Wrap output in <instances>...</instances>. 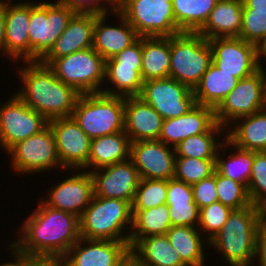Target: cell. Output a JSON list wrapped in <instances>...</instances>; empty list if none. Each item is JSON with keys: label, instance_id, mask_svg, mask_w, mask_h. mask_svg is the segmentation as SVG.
Instances as JSON below:
<instances>
[{"label": "cell", "instance_id": "obj_1", "mask_svg": "<svg viewBox=\"0 0 266 266\" xmlns=\"http://www.w3.org/2000/svg\"><path fill=\"white\" fill-rule=\"evenodd\" d=\"M39 202L18 228L17 240L10 243L30 257L62 259L81 238L79 217L54 209L41 198Z\"/></svg>", "mask_w": 266, "mask_h": 266}, {"label": "cell", "instance_id": "obj_2", "mask_svg": "<svg viewBox=\"0 0 266 266\" xmlns=\"http://www.w3.org/2000/svg\"><path fill=\"white\" fill-rule=\"evenodd\" d=\"M25 65L17 67L22 87L15 92L31 109L44 115L49 121L72 116L80 97L71 86L58 79L53 70L39 61H20Z\"/></svg>", "mask_w": 266, "mask_h": 266}, {"label": "cell", "instance_id": "obj_3", "mask_svg": "<svg viewBox=\"0 0 266 266\" xmlns=\"http://www.w3.org/2000/svg\"><path fill=\"white\" fill-rule=\"evenodd\" d=\"M262 223L263 210L258 205L233 209L209 247L216 249L229 266H254Z\"/></svg>", "mask_w": 266, "mask_h": 266}, {"label": "cell", "instance_id": "obj_4", "mask_svg": "<svg viewBox=\"0 0 266 266\" xmlns=\"http://www.w3.org/2000/svg\"><path fill=\"white\" fill-rule=\"evenodd\" d=\"M79 223L81 238L123 241L129 245L131 204L123 199L94 196Z\"/></svg>", "mask_w": 266, "mask_h": 266}, {"label": "cell", "instance_id": "obj_5", "mask_svg": "<svg viewBox=\"0 0 266 266\" xmlns=\"http://www.w3.org/2000/svg\"><path fill=\"white\" fill-rule=\"evenodd\" d=\"M125 97L103 93L81 94L73 119L90 139L124 131Z\"/></svg>", "mask_w": 266, "mask_h": 266}, {"label": "cell", "instance_id": "obj_6", "mask_svg": "<svg viewBox=\"0 0 266 266\" xmlns=\"http://www.w3.org/2000/svg\"><path fill=\"white\" fill-rule=\"evenodd\" d=\"M212 64L209 41L197 32H181L170 36L169 77L191 89Z\"/></svg>", "mask_w": 266, "mask_h": 266}, {"label": "cell", "instance_id": "obj_7", "mask_svg": "<svg viewBox=\"0 0 266 266\" xmlns=\"http://www.w3.org/2000/svg\"><path fill=\"white\" fill-rule=\"evenodd\" d=\"M40 61L48 65L58 79L80 94L102 92L106 61L92 47L60 58H42Z\"/></svg>", "mask_w": 266, "mask_h": 266}, {"label": "cell", "instance_id": "obj_8", "mask_svg": "<svg viewBox=\"0 0 266 266\" xmlns=\"http://www.w3.org/2000/svg\"><path fill=\"white\" fill-rule=\"evenodd\" d=\"M41 1H30V61L41 60L51 50L76 13L58 0L53 3Z\"/></svg>", "mask_w": 266, "mask_h": 266}, {"label": "cell", "instance_id": "obj_9", "mask_svg": "<svg viewBox=\"0 0 266 266\" xmlns=\"http://www.w3.org/2000/svg\"><path fill=\"white\" fill-rule=\"evenodd\" d=\"M117 11L139 37H170L182 32L175 22L172 0H124Z\"/></svg>", "mask_w": 266, "mask_h": 266}, {"label": "cell", "instance_id": "obj_10", "mask_svg": "<svg viewBox=\"0 0 266 266\" xmlns=\"http://www.w3.org/2000/svg\"><path fill=\"white\" fill-rule=\"evenodd\" d=\"M11 160L9 164L14 173L27 174L46 173L54 168L65 171L59 160L54 135L50 125L33 136L12 146L7 152Z\"/></svg>", "mask_w": 266, "mask_h": 266}, {"label": "cell", "instance_id": "obj_11", "mask_svg": "<svg viewBox=\"0 0 266 266\" xmlns=\"http://www.w3.org/2000/svg\"><path fill=\"white\" fill-rule=\"evenodd\" d=\"M266 108V72L259 69L240 79L234 89L214 110L216 122L227 128L236 119Z\"/></svg>", "mask_w": 266, "mask_h": 266}, {"label": "cell", "instance_id": "obj_12", "mask_svg": "<svg viewBox=\"0 0 266 266\" xmlns=\"http://www.w3.org/2000/svg\"><path fill=\"white\" fill-rule=\"evenodd\" d=\"M12 95L0 105V148L4 153L49 125V120L27 106L15 91Z\"/></svg>", "mask_w": 266, "mask_h": 266}, {"label": "cell", "instance_id": "obj_13", "mask_svg": "<svg viewBox=\"0 0 266 266\" xmlns=\"http://www.w3.org/2000/svg\"><path fill=\"white\" fill-rule=\"evenodd\" d=\"M139 97L164 120L180 117L196 104L193 89L171 77L144 81Z\"/></svg>", "mask_w": 266, "mask_h": 266}, {"label": "cell", "instance_id": "obj_14", "mask_svg": "<svg viewBox=\"0 0 266 266\" xmlns=\"http://www.w3.org/2000/svg\"><path fill=\"white\" fill-rule=\"evenodd\" d=\"M72 171L73 174L69 173L68 177L46 191L48 199L41 197V200L54 209L72 213L80 218L94 197V182L90 172L83 169Z\"/></svg>", "mask_w": 266, "mask_h": 266}, {"label": "cell", "instance_id": "obj_15", "mask_svg": "<svg viewBox=\"0 0 266 266\" xmlns=\"http://www.w3.org/2000/svg\"><path fill=\"white\" fill-rule=\"evenodd\" d=\"M54 135L57 154L61 165L68 171L88 169L91 139L70 117L55 118L49 121Z\"/></svg>", "mask_w": 266, "mask_h": 266}, {"label": "cell", "instance_id": "obj_16", "mask_svg": "<svg viewBox=\"0 0 266 266\" xmlns=\"http://www.w3.org/2000/svg\"><path fill=\"white\" fill-rule=\"evenodd\" d=\"M212 62L223 72L246 78L259 70L256 45L239 37L211 38Z\"/></svg>", "mask_w": 266, "mask_h": 266}, {"label": "cell", "instance_id": "obj_17", "mask_svg": "<svg viewBox=\"0 0 266 266\" xmlns=\"http://www.w3.org/2000/svg\"><path fill=\"white\" fill-rule=\"evenodd\" d=\"M130 257L123 241L80 238L62 258L64 266H120Z\"/></svg>", "mask_w": 266, "mask_h": 266}, {"label": "cell", "instance_id": "obj_18", "mask_svg": "<svg viewBox=\"0 0 266 266\" xmlns=\"http://www.w3.org/2000/svg\"><path fill=\"white\" fill-rule=\"evenodd\" d=\"M175 156L174 147L159 140H140L130 144V159L140 179L174 178Z\"/></svg>", "mask_w": 266, "mask_h": 266}, {"label": "cell", "instance_id": "obj_19", "mask_svg": "<svg viewBox=\"0 0 266 266\" xmlns=\"http://www.w3.org/2000/svg\"><path fill=\"white\" fill-rule=\"evenodd\" d=\"M90 173L94 182V196L123 199L132 203L140 176L130 158Z\"/></svg>", "mask_w": 266, "mask_h": 266}, {"label": "cell", "instance_id": "obj_20", "mask_svg": "<svg viewBox=\"0 0 266 266\" xmlns=\"http://www.w3.org/2000/svg\"><path fill=\"white\" fill-rule=\"evenodd\" d=\"M10 1V2H9ZM5 0V38L3 55L18 64L21 61H30V1L12 3ZM10 57V58H9ZM16 61V62H15Z\"/></svg>", "mask_w": 266, "mask_h": 266}, {"label": "cell", "instance_id": "obj_21", "mask_svg": "<svg viewBox=\"0 0 266 266\" xmlns=\"http://www.w3.org/2000/svg\"><path fill=\"white\" fill-rule=\"evenodd\" d=\"M215 123L214 109L196 103L184 115L163 120L158 140L175 147L190 136L207 132Z\"/></svg>", "mask_w": 266, "mask_h": 266}, {"label": "cell", "instance_id": "obj_22", "mask_svg": "<svg viewBox=\"0 0 266 266\" xmlns=\"http://www.w3.org/2000/svg\"><path fill=\"white\" fill-rule=\"evenodd\" d=\"M113 14L120 22L116 25L106 24L108 15H97L94 24L92 48L106 61L133 44L138 34L130 23L116 10Z\"/></svg>", "mask_w": 266, "mask_h": 266}, {"label": "cell", "instance_id": "obj_23", "mask_svg": "<svg viewBox=\"0 0 266 266\" xmlns=\"http://www.w3.org/2000/svg\"><path fill=\"white\" fill-rule=\"evenodd\" d=\"M163 120L162 116L141 97H125L124 132L130 142L158 140Z\"/></svg>", "mask_w": 266, "mask_h": 266}, {"label": "cell", "instance_id": "obj_24", "mask_svg": "<svg viewBox=\"0 0 266 266\" xmlns=\"http://www.w3.org/2000/svg\"><path fill=\"white\" fill-rule=\"evenodd\" d=\"M96 14L75 13L67 28L43 58H60L93 46Z\"/></svg>", "mask_w": 266, "mask_h": 266}, {"label": "cell", "instance_id": "obj_25", "mask_svg": "<svg viewBox=\"0 0 266 266\" xmlns=\"http://www.w3.org/2000/svg\"><path fill=\"white\" fill-rule=\"evenodd\" d=\"M242 0H218L205 24L197 31L207 40L239 37L242 26Z\"/></svg>", "mask_w": 266, "mask_h": 266}, {"label": "cell", "instance_id": "obj_26", "mask_svg": "<svg viewBox=\"0 0 266 266\" xmlns=\"http://www.w3.org/2000/svg\"><path fill=\"white\" fill-rule=\"evenodd\" d=\"M226 138L244 150L266 151V108L236 119L226 128Z\"/></svg>", "mask_w": 266, "mask_h": 266}, {"label": "cell", "instance_id": "obj_27", "mask_svg": "<svg viewBox=\"0 0 266 266\" xmlns=\"http://www.w3.org/2000/svg\"><path fill=\"white\" fill-rule=\"evenodd\" d=\"M130 140L124 131L91 139L88 169H96L126 161L130 158Z\"/></svg>", "mask_w": 266, "mask_h": 266}, {"label": "cell", "instance_id": "obj_28", "mask_svg": "<svg viewBox=\"0 0 266 266\" xmlns=\"http://www.w3.org/2000/svg\"><path fill=\"white\" fill-rule=\"evenodd\" d=\"M130 255L146 266H187L166 235H150L139 239L130 248Z\"/></svg>", "mask_w": 266, "mask_h": 266}, {"label": "cell", "instance_id": "obj_29", "mask_svg": "<svg viewBox=\"0 0 266 266\" xmlns=\"http://www.w3.org/2000/svg\"><path fill=\"white\" fill-rule=\"evenodd\" d=\"M238 81L233 74L223 72L212 62L193 89L195 102L215 110Z\"/></svg>", "mask_w": 266, "mask_h": 266}, {"label": "cell", "instance_id": "obj_30", "mask_svg": "<svg viewBox=\"0 0 266 266\" xmlns=\"http://www.w3.org/2000/svg\"><path fill=\"white\" fill-rule=\"evenodd\" d=\"M165 235L187 266H205V246L210 243L198 227L172 226Z\"/></svg>", "mask_w": 266, "mask_h": 266}, {"label": "cell", "instance_id": "obj_31", "mask_svg": "<svg viewBox=\"0 0 266 266\" xmlns=\"http://www.w3.org/2000/svg\"><path fill=\"white\" fill-rule=\"evenodd\" d=\"M170 71V37H142L143 81L167 78Z\"/></svg>", "mask_w": 266, "mask_h": 266}, {"label": "cell", "instance_id": "obj_32", "mask_svg": "<svg viewBox=\"0 0 266 266\" xmlns=\"http://www.w3.org/2000/svg\"><path fill=\"white\" fill-rule=\"evenodd\" d=\"M227 148L235 149V152H232L230 149L232 154L229 153V155H227L228 158L225 156V151H228ZM223 150V155H221ZM253 161L254 151L238 148L225 138L217 152L216 170L221 175L238 181L247 188L251 176Z\"/></svg>", "mask_w": 266, "mask_h": 266}, {"label": "cell", "instance_id": "obj_33", "mask_svg": "<svg viewBox=\"0 0 266 266\" xmlns=\"http://www.w3.org/2000/svg\"><path fill=\"white\" fill-rule=\"evenodd\" d=\"M132 229L129 236L130 248L141 238L150 235H165L172 227L167 204L145 210H131Z\"/></svg>", "mask_w": 266, "mask_h": 266}, {"label": "cell", "instance_id": "obj_34", "mask_svg": "<svg viewBox=\"0 0 266 266\" xmlns=\"http://www.w3.org/2000/svg\"><path fill=\"white\" fill-rule=\"evenodd\" d=\"M226 128L217 122L205 133L190 136L174 147L176 156L197 159H216L217 152L226 138ZM220 136L223 139L218 140Z\"/></svg>", "mask_w": 266, "mask_h": 266}, {"label": "cell", "instance_id": "obj_35", "mask_svg": "<svg viewBox=\"0 0 266 266\" xmlns=\"http://www.w3.org/2000/svg\"><path fill=\"white\" fill-rule=\"evenodd\" d=\"M103 94L110 96H139L143 86L142 68L119 67V64H105ZM115 87V88H114ZM107 88V89H106ZM111 88V89H110Z\"/></svg>", "mask_w": 266, "mask_h": 266}, {"label": "cell", "instance_id": "obj_36", "mask_svg": "<svg viewBox=\"0 0 266 266\" xmlns=\"http://www.w3.org/2000/svg\"><path fill=\"white\" fill-rule=\"evenodd\" d=\"M218 0H172L177 27L182 32H197L207 21Z\"/></svg>", "mask_w": 266, "mask_h": 266}, {"label": "cell", "instance_id": "obj_37", "mask_svg": "<svg viewBox=\"0 0 266 266\" xmlns=\"http://www.w3.org/2000/svg\"><path fill=\"white\" fill-rule=\"evenodd\" d=\"M216 170V159H197L192 157L175 156L174 178L189 185L198 183Z\"/></svg>", "mask_w": 266, "mask_h": 266}, {"label": "cell", "instance_id": "obj_38", "mask_svg": "<svg viewBox=\"0 0 266 266\" xmlns=\"http://www.w3.org/2000/svg\"><path fill=\"white\" fill-rule=\"evenodd\" d=\"M167 180L140 179L131 210H145L166 204Z\"/></svg>", "mask_w": 266, "mask_h": 266}, {"label": "cell", "instance_id": "obj_39", "mask_svg": "<svg viewBox=\"0 0 266 266\" xmlns=\"http://www.w3.org/2000/svg\"><path fill=\"white\" fill-rule=\"evenodd\" d=\"M216 190L218 201L232 209H242L251 205L247 188L238 181L221 175L217 170Z\"/></svg>", "mask_w": 266, "mask_h": 266}, {"label": "cell", "instance_id": "obj_40", "mask_svg": "<svg viewBox=\"0 0 266 266\" xmlns=\"http://www.w3.org/2000/svg\"><path fill=\"white\" fill-rule=\"evenodd\" d=\"M232 210L219 201L200 209L198 229L209 242L220 232Z\"/></svg>", "mask_w": 266, "mask_h": 266}, {"label": "cell", "instance_id": "obj_41", "mask_svg": "<svg viewBox=\"0 0 266 266\" xmlns=\"http://www.w3.org/2000/svg\"><path fill=\"white\" fill-rule=\"evenodd\" d=\"M247 192L251 204L262 208L266 205V151H254V161Z\"/></svg>", "mask_w": 266, "mask_h": 266}, {"label": "cell", "instance_id": "obj_42", "mask_svg": "<svg viewBox=\"0 0 266 266\" xmlns=\"http://www.w3.org/2000/svg\"><path fill=\"white\" fill-rule=\"evenodd\" d=\"M266 36V12L242 9V26L239 38L257 45Z\"/></svg>", "mask_w": 266, "mask_h": 266}, {"label": "cell", "instance_id": "obj_43", "mask_svg": "<svg viewBox=\"0 0 266 266\" xmlns=\"http://www.w3.org/2000/svg\"><path fill=\"white\" fill-rule=\"evenodd\" d=\"M172 226L198 227L200 209L196 203H166Z\"/></svg>", "mask_w": 266, "mask_h": 266}, {"label": "cell", "instance_id": "obj_44", "mask_svg": "<svg viewBox=\"0 0 266 266\" xmlns=\"http://www.w3.org/2000/svg\"><path fill=\"white\" fill-rule=\"evenodd\" d=\"M193 198L199 209L218 201L216 170L211 176L191 185Z\"/></svg>", "mask_w": 266, "mask_h": 266}, {"label": "cell", "instance_id": "obj_45", "mask_svg": "<svg viewBox=\"0 0 266 266\" xmlns=\"http://www.w3.org/2000/svg\"><path fill=\"white\" fill-rule=\"evenodd\" d=\"M105 64H119V67L142 68V37L133 44L107 59Z\"/></svg>", "mask_w": 266, "mask_h": 266}, {"label": "cell", "instance_id": "obj_46", "mask_svg": "<svg viewBox=\"0 0 266 266\" xmlns=\"http://www.w3.org/2000/svg\"><path fill=\"white\" fill-rule=\"evenodd\" d=\"M69 5L76 13L105 15L113 13L117 7L110 0H58Z\"/></svg>", "mask_w": 266, "mask_h": 266}, {"label": "cell", "instance_id": "obj_47", "mask_svg": "<svg viewBox=\"0 0 266 266\" xmlns=\"http://www.w3.org/2000/svg\"><path fill=\"white\" fill-rule=\"evenodd\" d=\"M166 203H195L191 185L175 178L167 180Z\"/></svg>", "mask_w": 266, "mask_h": 266}, {"label": "cell", "instance_id": "obj_48", "mask_svg": "<svg viewBox=\"0 0 266 266\" xmlns=\"http://www.w3.org/2000/svg\"><path fill=\"white\" fill-rule=\"evenodd\" d=\"M255 262L257 264L254 266H266V225L264 223L258 232Z\"/></svg>", "mask_w": 266, "mask_h": 266}, {"label": "cell", "instance_id": "obj_49", "mask_svg": "<svg viewBox=\"0 0 266 266\" xmlns=\"http://www.w3.org/2000/svg\"><path fill=\"white\" fill-rule=\"evenodd\" d=\"M7 251H11L12 254L10 257L14 258L9 262H4L0 264V266H25L26 263L32 258L29 255L20 252L15 246H13L11 243L7 247Z\"/></svg>", "mask_w": 266, "mask_h": 266}, {"label": "cell", "instance_id": "obj_50", "mask_svg": "<svg viewBox=\"0 0 266 266\" xmlns=\"http://www.w3.org/2000/svg\"><path fill=\"white\" fill-rule=\"evenodd\" d=\"M25 266H64L60 258L32 257Z\"/></svg>", "mask_w": 266, "mask_h": 266}, {"label": "cell", "instance_id": "obj_51", "mask_svg": "<svg viewBox=\"0 0 266 266\" xmlns=\"http://www.w3.org/2000/svg\"><path fill=\"white\" fill-rule=\"evenodd\" d=\"M5 38V0H0V55L4 47Z\"/></svg>", "mask_w": 266, "mask_h": 266}, {"label": "cell", "instance_id": "obj_52", "mask_svg": "<svg viewBox=\"0 0 266 266\" xmlns=\"http://www.w3.org/2000/svg\"><path fill=\"white\" fill-rule=\"evenodd\" d=\"M242 9H254V11L266 12V0H242Z\"/></svg>", "mask_w": 266, "mask_h": 266}, {"label": "cell", "instance_id": "obj_53", "mask_svg": "<svg viewBox=\"0 0 266 266\" xmlns=\"http://www.w3.org/2000/svg\"><path fill=\"white\" fill-rule=\"evenodd\" d=\"M256 52L259 69L266 71L262 62L264 59H266V36L256 45Z\"/></svg>", "mask_w": 266, "mask_h": 266}, {"label": "cell", "instance_id": "obj_54", "mask_svg": "<svg viewBox=\"0 0 266 266\" xmlns=\"http://www.w3.org/2000/svg\"><path fill=\"white\" fill-rule=\"evenodd\" d=\"M120 266H138L137 261L130 255V257L124 261Z\"/></svg>", "mask_w": 266, "mask_h": 266}, {"label": "cell", "instance_id": "obj_55", "mask_svg": "<svg viewBox=\"0 0 266 266\" xmlns=\"http://www.w3.org/2000/svg\"><path fill=\"white\" fill-rule=\"evenodd\" d=\"M116 7H118L124 0H110Z\"/></svg>", "mask_w": 266, "mask_h": 266}, {"label": "cell", "instance_id": "obj_56", "mask_svg": "<svg viewBox=\"0 0 266 266\" xmlns=\"http://www.w3.org/2000/svg\"><path fill=\"white\" fill-rule=\"evenodd\" d=\"M263 210V223L266 225V205L262 208Z\"/></svg>", "mask_w": 266, "mask_h": 266}, {"label": "cell", "instance_id": "obj_57", "mask_svg": "<svg viewBox=\"0 0 266 266\" xmlns=\"http://www.w3.org/2000/svg\"><path fill=\"white\" fill-rule=\"evenodd\" d=\"M137 265H138V266H146V265H144V264H139L138 262H137Z\"/></svg>", "mask_w": 266, "mask_h": 266}]
</instances>
